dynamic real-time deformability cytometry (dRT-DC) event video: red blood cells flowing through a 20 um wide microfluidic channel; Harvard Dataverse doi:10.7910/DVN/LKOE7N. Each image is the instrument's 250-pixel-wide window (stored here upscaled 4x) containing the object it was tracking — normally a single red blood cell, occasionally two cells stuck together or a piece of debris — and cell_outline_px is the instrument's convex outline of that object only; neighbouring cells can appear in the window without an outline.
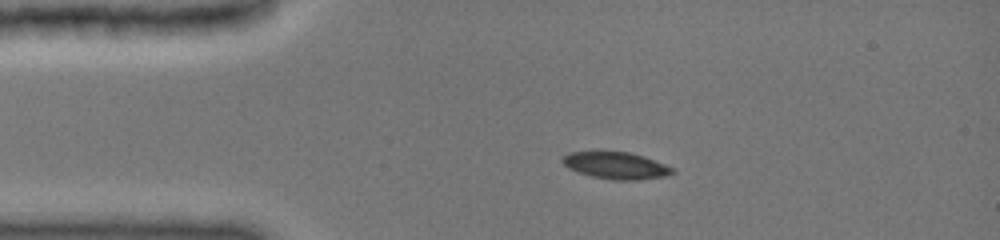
{"species": "common noctule bat (a hibernating species)", "species_latin": "Nyctalus noctula", "temperature_condition": "cold", "stored_images_in_passage": 22, "camera_frame_rate_fps": 3000, "um_per_image_px": 0.085, "animal": {"sex": "female", "body_mass_g": 19.0, "forearm_length_mm": 51.5}, "frame": {"image": 1, "passage_image": 3, "time_ms": 2.0, "image_size_px": [1000, 240], "cell_outline_px": [[676, 172], [668, 176], [636, 180], [612, 180], [592, 176], [568, 168], [560, 160], [568, 152], [600, 148], [628, 152], [644, 156], [664, 164], [672, 168]], "centroid_in_image_um": [52.3, 14.01], "position_along_channel_um": 32.7, "area_um2": 17.98}}
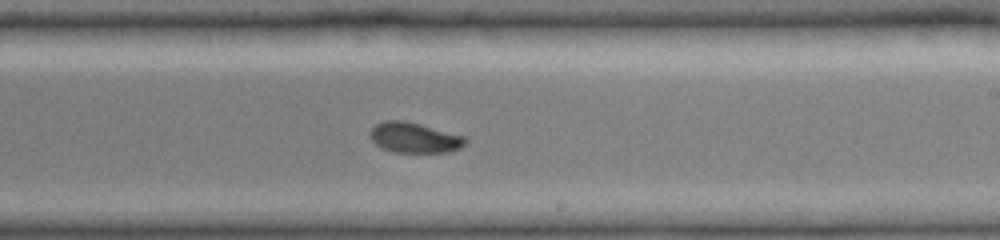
{"frame": {"image": 2, "passage_image": 13, "time_ms": 8.333, "image_size_px": [1000, 240], "cell_outline_px": [[468, 140], [460, 148], [448, 152], [392, 152], [376, 144], [372, 140], [372, 128], [376, 124], [384, 120], [404, 120], [468, 136]], "centroid_in_image_um": [35.29, 11.69], "position_along_channel_um": 253.7, "area_um2": 16.82}}
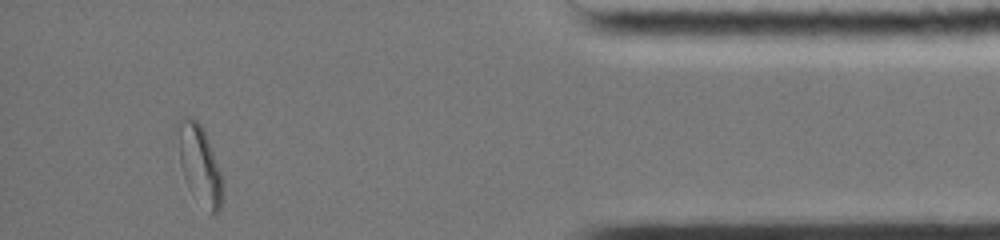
{"frame": {"image": 3, "passage_image": 22, "time_ms": 13.333, "image_size_px": [1000, 240], "cell_outline_px": [[220, 208], [212, 216], [188, 188], [180, 164], [176, 120], [184, 116], [192, 116], [200, 124], [208, 140], [220, 172]], "centroid_in_image_um": [16.89, 13.91], "position_along_channel_um": 418.3, "area_um2": 19.94}, "authors_computed_cell_mechanics": {"area_um2": 17.5712, "velocity_mm_per_s": 4.0182, "shape_relaxation_time_tau1_ms": null, "shape_relaxation_time_tau2_ms": 5.3136, "deformation_change_tau1": null, "deformation_change_tau2": 0.0695}}